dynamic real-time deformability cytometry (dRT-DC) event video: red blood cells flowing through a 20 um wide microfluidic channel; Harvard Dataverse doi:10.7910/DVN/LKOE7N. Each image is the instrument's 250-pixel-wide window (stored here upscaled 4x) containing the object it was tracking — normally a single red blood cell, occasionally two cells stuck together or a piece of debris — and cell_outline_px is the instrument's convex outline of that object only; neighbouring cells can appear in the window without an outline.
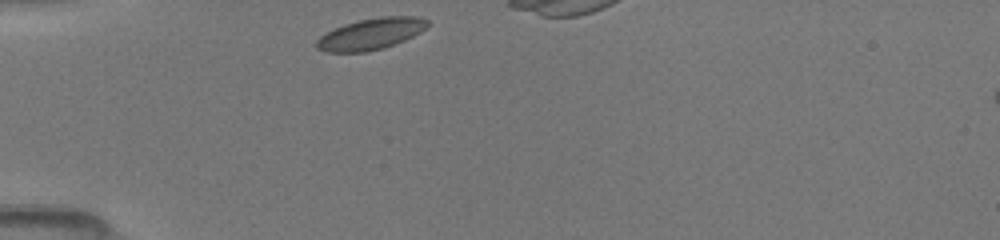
{"species": "common noctule bat (a hibernating species)", "species_latin": "Nyctalus noctula", "temperature_condition": "room temperature", "stored_images_in_passage": 27, "camera_frame_rate_fps": 3000, "um_per_image_px": 0.085, "animal": {"sex": "female", "body_mass_g": 19.5, "forearm_length_mm": 54.1}, "frame": {"image": 1, "passage_image": 1, "time_ms": 0.0, "image_size_px": [1000, 240], "cell_outline_px": [[428, 24], [420, 32], [404, 40], [384, 48], [368, 52], [324, 52], [316, 48], [316, 40], [320, 36], [344, 24], [360, 20], [380, 16], [416, 16], [428, 20]], "centroid_in_image_um": [31.5, 2.89], "position_along_channel_um": 53.5, "area_um2": 20.17}}
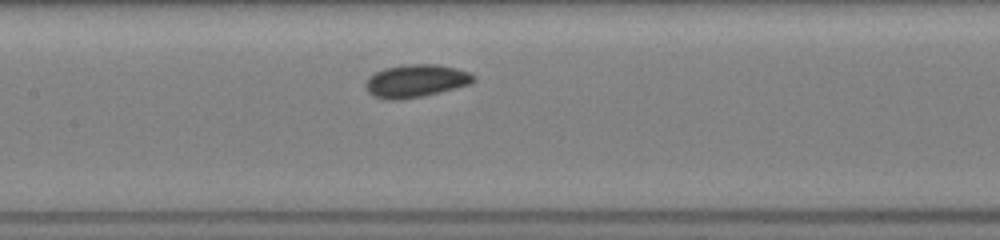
{"frame": {"image": 2, "passage_image": 14, "time_ms": 3.333, "image_size_px": [1000, 240], "cell_outline_px": [[476, 80], [468, 84], [440, 92], [424, 96], [400, 100], [388, 100], [372, 96], [364, 88], [364, 84], [368, 76], [384, 68], [408, 64], [436, 64], [456, 68], [468, 72], [476, 76]], "centroid_in_image_um": [35.3, 6.88], "position_along_channel_um": 172.1, "area_um2": 20.81}}
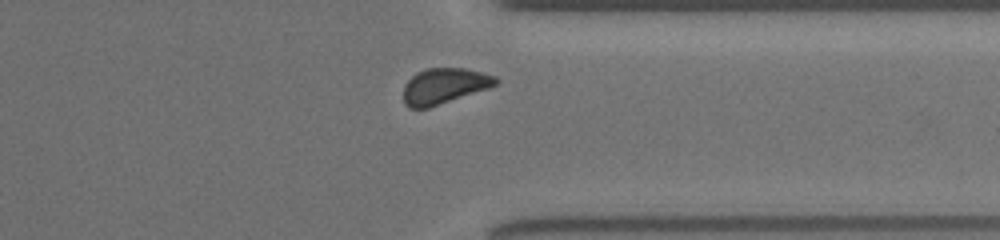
{"frame": {"image": 3, "passage_image": 26, "time_ms": 8.333, "image_size_px": [1000, 240], "cell_outline_px": [[500, 80], [496, 84], [488, 88], [428, 108], [408, 108], [404, 104], [404, 84], [416, 72], [428, 68], [464, 68], [496, 76]], "centroid_in_image_um": [37.74, 7.3], "position_along_channel_um": 373.7, "area_um2": 19.07}}